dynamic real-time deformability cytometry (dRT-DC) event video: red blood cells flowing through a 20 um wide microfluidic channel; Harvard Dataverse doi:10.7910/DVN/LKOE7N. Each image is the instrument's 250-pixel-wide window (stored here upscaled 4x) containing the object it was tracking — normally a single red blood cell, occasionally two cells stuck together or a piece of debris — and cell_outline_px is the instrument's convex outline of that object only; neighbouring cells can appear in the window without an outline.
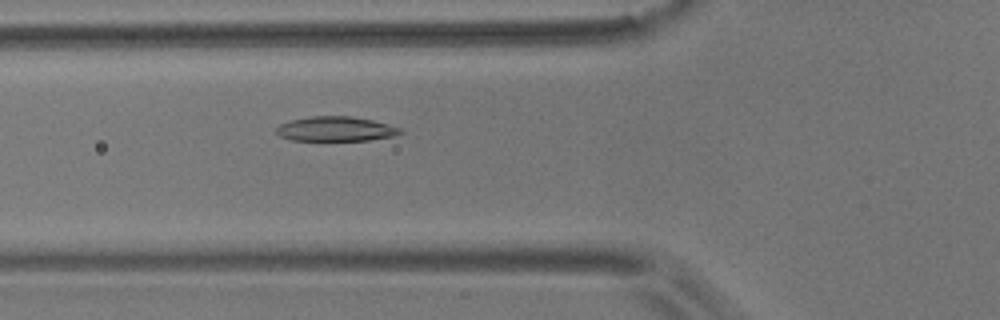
{"species": "common noctule bat (a hibernating species)", "species_latin": "Nyctalus noctula", "temperature_condition": "room temperature", "stored_images_in_passage": 40, "camera_frame_rate_fps": 3000, "um_per_image_px": 0.085, "animal": {"sex": "male", "body_mass_g": 17.9}, "frame": {"image": 1, "passage_image": 7, "time_ms": 2.0, "image_size_px": [1000, 320], "cell_outline_px": [[404, 132], [392, 136], [368, 140], [292, 140], [280, 136], [276, 132], [276, 128], [280, 124], [288, 120], [312, 116], [348, 116], [372, 120], [404, 128]], "centroid_in_image_um": [28.54, 10.95], "position_along_channel_um": 97.3, "area_um2": 17.8}}
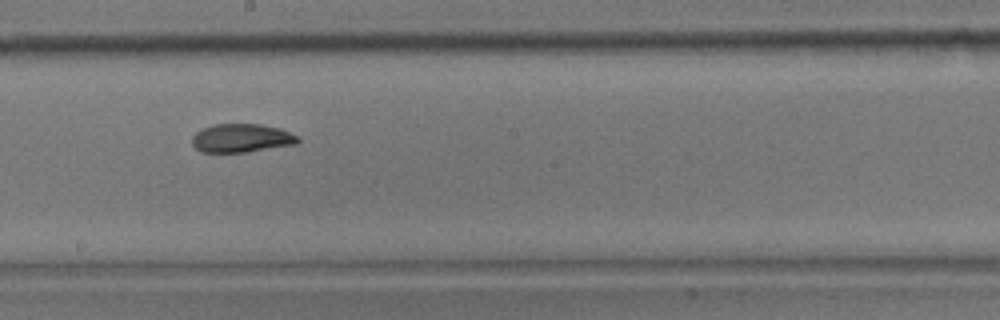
{"frame": {"image": 2, "passage_image": 18, "time_ms": 5.667, "image_size_px": [1000, 320], "cell_outline_px": [[300, 140], [296, 144], [248, 152], [200, 152], [192, 144], [192, 136], [196, 132], [212, 124], [260, 124], [280, 128], [296, 136]], "centroid_in_image_um": [20.51, 11.74], "position_along_channel_um": 227.7, "area_um2": 17.57}}
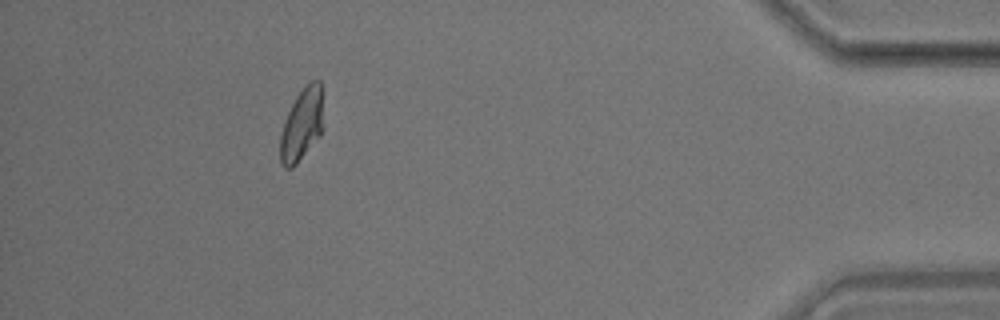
{"frame": {"image": 3, "passage_image": 38, "time_ms": 12.333, "image_size_px": [1000, 320], "cell_outline_px": [[324, 128], [320, 136], [296, 164], [292, 168], [284, 168], [280, 160], [280, 136], [284, 120], [296, 96], [312, 80], [320, 80]], "centroid_in_image_um": [25.66, 10.61], "position_along_channel_um": 409.5, "area_um2": 18.21}, "authors_computed_cell_mechanics": {"area_um2": 18.0625, "velocity_mm_per_s": 3.5526, "shape_relaxation_time_tau1_ms": 5.269, "shape_relaxation_time_tau2_ms": 2.911, "deformation_change_tau1": 0.1605, "deformation_change_tau2": 0.0681}}